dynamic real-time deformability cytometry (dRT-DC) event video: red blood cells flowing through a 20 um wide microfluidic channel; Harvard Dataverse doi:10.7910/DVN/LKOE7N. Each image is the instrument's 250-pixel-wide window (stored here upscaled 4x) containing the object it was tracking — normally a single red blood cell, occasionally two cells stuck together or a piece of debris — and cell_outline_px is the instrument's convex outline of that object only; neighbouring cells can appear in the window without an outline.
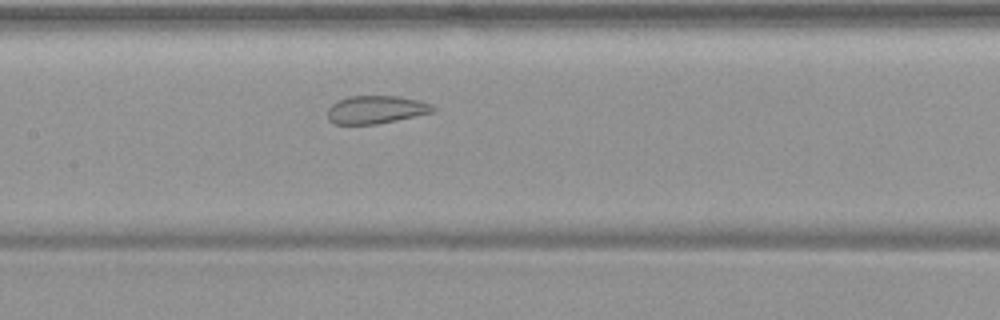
{"species": "common noctule bat (a hibernating species)", "species_latin": "Nyctalus noctula", "temperature_condition": "warm", "stored_images_in_passage": 49, "camera_frame_rate_fps": 3000, "um_per_image_px": 0.085, "animal": {"sex": "female", "body_mass_g": 19.9}, "frame": {"image": 1, "passage_image": 21, "time_ms": 6.667, "image_size_px": [1000, 320], "cell_outline_px": [[436, 112], [376, 124], [336, 124], [328, 120], [328, 108], [332, 104], [348, 96], [400, 96], [420, 100], [432, 104], [436, 108]], "centroid_in_image_um": [32.01, 9.31], "position_along_channel_um": 175.4, "area_um2": 17.28}}
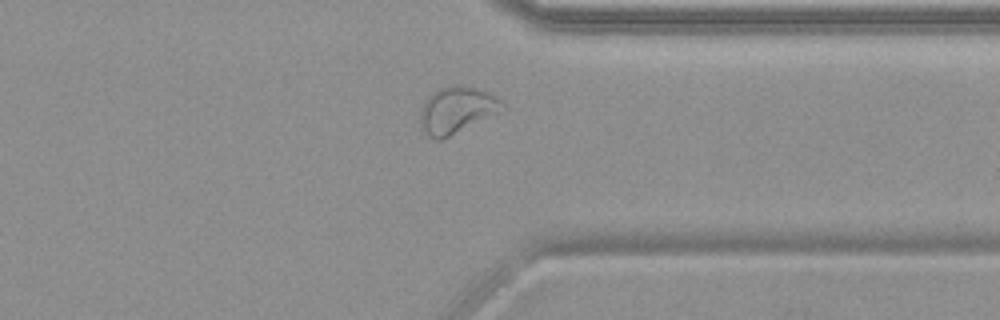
{"frame": {"image": 2, "passage_image": 37, "time_ms": 12.0, "image_size_px": [1000, 320], "cell_outline_px": [[508, 108], [504, 112], [440, 140], [436, 140], [428, 136], [424, 132], [420, 124], [420, 112], [428, 96], [440, 88], [452, 84], [460, 84], [476, 88], [496, 96]], "centroid_in_image_um": [38.88, 9.36], "position_along_channel_um": 372.5, "area_um2": 22.66}}
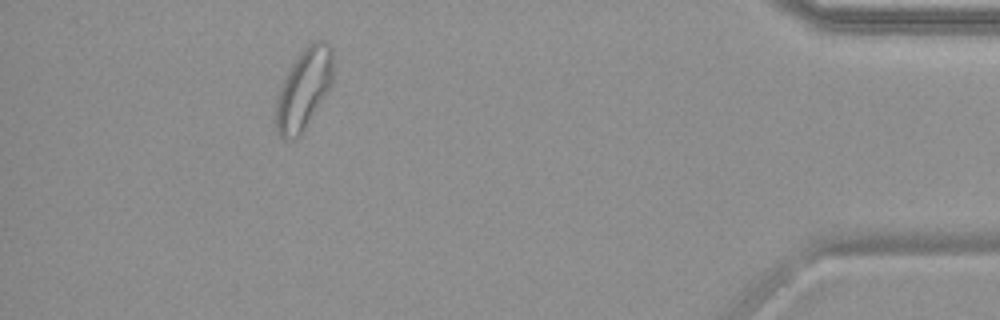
{"frame": {"image": 3, "passage_image": 44, "time_ms": 14.333, "image_size_px": [1000, 320], "cell_outline_px": [[332, 84], [304, 132], [300, 136], [292, 140], [284, 140], [276, 132], [272, 124], [272, 112], [280, 88], [288, 68], [300, 52], [312, 40], [324, 40], [332, 48]], "centroid_in_image_um": [25.76, 7.64], "position_along_channel_um": 409.4, "area_um2": 27.86}, "authors_computed_cell_mechanics": {"area_um2": 23.5824, "velocity_mm_per_s": 3.7135, "shape_relaxation_time_tau1_ms": null, "shape_relaxation_time_tau2_ms": 1.3833, "deformation_change_tau1": null, "deformation_change_tau2": 0.0924}}